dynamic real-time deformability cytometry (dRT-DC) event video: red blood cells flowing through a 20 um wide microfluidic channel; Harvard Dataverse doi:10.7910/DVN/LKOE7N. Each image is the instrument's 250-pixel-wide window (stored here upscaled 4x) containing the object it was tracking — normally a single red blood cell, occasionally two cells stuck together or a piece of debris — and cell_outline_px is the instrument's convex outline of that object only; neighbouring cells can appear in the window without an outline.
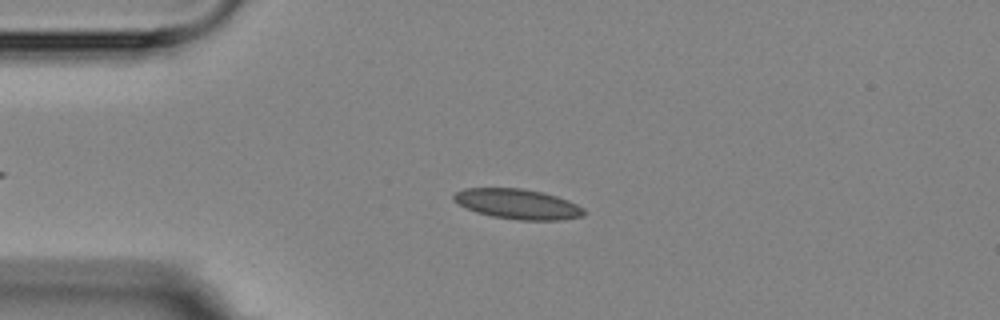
{"species": "Egyptian fruit bat (a non-hibernating species)", "species_latin": "Rousettus aegyptiacus", "temperature_condition": "room temperature", "stored_images_in_passage": 4, "camera_frame_rate_fps": 3000, "um_per_image_px": 0.085, "animal": {"sex": "female"}, "frame": {"image": 1, "passage_image": 3, "time_ms": 2.333, "image_size_px": [1000, 320], "cell_outline_px": [[584, 216], [560, 220], [520, 220], [492, 216], [476, 212], [452, 200], [452, 196], [456, 192], [464, 188], [524, 188], [544, 192], [568, 200], [584, 208]], "centroid_in_image_um": [44.01, 17.33], "position_along_channel_um": 41.0, "area_um2": 22.83}}